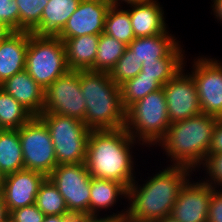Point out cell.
<instances>
[{"label":"cell","mask_w":222,"mask_h":222,"mask_svg":"<svg viewBox=\"0 0 222 222\" xmlns=\"http://www.w3.org/2000/svg\"><path fill=\"white\" fill-rule=\"evenodd\" d=\"M136 140L125 128L91 130L85 165L91 177L113 180L127 189L134 182V161L130 149Z\"/></svg>","instance_id":"cell-1"},{"label":"cell","mask_w":222,"mask_h":222,"mask_svg":"<svg viewBox=\"0 0 222 222\" xmlns=\"http://www.w3.org/2000/svg\"><path fill=\"white\" fill-rule=\"evenodd\" d=\"M167 168V169H166ZM142 186L136 180L128 187L127 216L139 222H155L172 213L174 204L191 169L185 166L166 167ZM139 187V188H138Z\"/></svg>","instance_id":"cell-2"},{"label":"cell","mask_w":222,"mask_h":222,"mask_svg":"<svg viewBox=\"0 0 222 222\" xmlns=\"http://www.w3.org/2000/svg\"><path fill=\"white\" fill-rule=\"evenodd\" d=\"M80 88L86 101L84 124L90 130H116L125 127L126 109L120 86L108 72L80 70Z\"/></svg>","instance_id":"cell-3"},{"label":"cell","mask_w":222,"mask_h":222,"mask_svg":"<svg viewBox=\"0 0 222 222\" xmlns=\"http://www.w3.org/2000/svg\"><path fill=\"white\" fill-rule=\"evenodd\" d=\"M217 117L200 113L171 123L159 141L172 166H185L195 171L204 163L211 147Z\"/></svg>","instance_id":"cell-4"},{"label":"cell","mask_w":222,"mask_h":222,"mask_svg":"<svg viewBox=\"0 0 222 222\" xmlns=\"http://www.w3.org/2000/svg\"><path fill=\"white\" fill-rule=\"evenodd\" d=\"M170 120L163 87L151 92L126 110L125 129L147 146L158 144L165 136ZM136 137V138H135Z\"/></svg>","instance_id":"cell-5"},{"label":"cell","mask_w":222,"mask_h":222,"mask_svg":"<svg viewBox=\"0 0 222 222\" xmlns=\"http://www.w3.org/2000/svg\"><path fill=\"white\" fill-rule=\"evenodd\" d=\"M25 70L44 90L69 71L64 42L57 36H29Z\"/></svg>","instance_id":"cell-6"},{"label":"cell","mask_w":222,"mask_h":222,"mask_svg":"<svg viewBox=\"0 0 222 222\" xmlns=\"http://www.w3.org/2000/svg\"><path fill=\"white\" fill-rule=\"evenodd\" d=\"M48 127L55 149L57 166L85 163L91 130L83 121L59 114L42 112L38 116Z\"/></svg>","instance_id":"cell-7"},{"label":"cell","mask_w":222,"mask_h":222,"mask_svg":"<svg viewBox=\"0 0 222 222\" xmlns=\"http://www.w3.org/2000/svg\"><path fill=\"white\" fill-rule=\"evenodd\" d=\"M24 169L38 171L46 177L57 166L51 134L45 123L34 116L18 129Z\"/></svg>","instance_id":"cell-8"},{"label":"cell","mask_w":222,"mask_h":222,"mask_svg":"<svg viewBox=\"0 0 222 222\" xmlns=\"http://www.w3.org/2000/svg\"><path fill=\"white\" fill-rule=\"evenodd\" d=\"M47 177L58 188L73 216L89 218L91 176L85 163L58 165Z\"/></svg>","instance_id":"cell-9"},{"label":"cell","mask_w":222,"mask_h":222,"mask_svg":"<svg viewBox=\"0 0 222 222\" xmlns=\"http://www.w3.org/2000/svg\"><path fill=\"white\" fill-rule=\"evenodd\" d=\"M86 101L80 88L79 71L69 70L45 89L43 112L84 121Z\"/></svg>","instance_id":"cell-10"},{"label":"cell","mask_w":222,"mask_h":222,"mask_svg":"<svg viewBox=\"0 0 222 222\" xmlns=\"http://www.w3.org/2000/svg\"><path fill=\"white\" fill-rule=\"evenodd\" d=\"M193 71L202 113L222 118V64L208 57L194 60Z\"/></svg>","instance_id":"cell-11"},{"label":"cell","mask_w":222,"mask_h":222,"mask_svg":"<svg viewBox=\"0 0 222 222\" xmlns=\"http://www.w3.org/2000/svg\"><path fill=\"white\" fill-rule=\"evenodd\" d=\"M182 69L164 86L170 123L202 113L195 80Z\"/></svg>","instance_id":"cell-12"},{"label":"cell","mask_w":222,"mask_h":222,"mask_svg":"<svg viewBox=\"0 0 222 222\" xmlns=\"http://www.w3.org/2000/svg\"><path fill=\"white\" fill-rule=\"evenodd\" d=\"M108 0H81L76 11L57 35L63 42L68 38L104 33Z\"/></svg>","instance_id":"cell-13"},{"label":"cell","mask_w":222,"mask_h":222,"mask_svg":"<svg viewBox=\"0 0 222 222\" xmlns=\"http://www.w3.org/2000/svg\"><path fill=\"white\" fill-rule=\"evenodd\" d=\"M213 187L204 181L182 186L171 216L178 222H207Z\"/></svg>","instance_id":"cell-14"},{"label":"cell","mask_w":222,"mask_h":222,"mask_svg":"<svg viewBox=\"0 0 222 222\" xmlns=\"http://www.w3.org/2000/svg\"><path fill=\"white\" fill-rule=\"evenodd\" d=\"M45 178L43 173L28 169L5 175L0 193L8 212L35 204L39 187Z\"/></svg>","instance_id":"cell-15"},{"label":"cell","mask_w":222,"mask_h":222,"mask_svg":"<svg viewBox=\"0 0 222 222\" xmlns=\"http://www.w3.org/2000/svg\"><path fill=\"white\" fill-rule=\"evenodd\" d=\"M0 88L10 94L34 116H39L43 112L45 90L31 78L26 70L6 79L0 84Z\"/></svg>","instance_id":"cell-16"},{"label":"cell","mask_w":222,"mask_h":222,"mask_svg":"<svg viewBox=\"0 0 222 222\" xmlns=\"http://www.w3.org/2000/svg\"><path fill=\"white\" fill-rule=\"evenodd\" d=\"M30 31H13L0 41V84L25 70Z\"/></svg>","instance_id":"cell-17"},{"label":"cell","mask_w":222,"mask_h":222,"mask_svg":"<svg viewBox=\"0 0 222 222\" xmlns=\"http://www.w3.org/2000/svg\"><path fill=\"white\" fill-rule=\"evenodd\" d=\"M130 21L135 38L150 37L164 33L166 28L164 11L156 0L131 4Z\"/></svg>","instance_id":"cell-18"},{"label":"cell","mask_w":222,"mask_h":222,"mask_svg":"<svg viewBox=\"0 0 222 222\" xmlns=\"http://www.w3.org/2000/svg\"><path fill=\"white\" fill-rule=\"evenodd\" d=\"M81 0H49L40 23L31 31L39 36H57L76 11Z\"/></svg>","instance_id":"cell-19"},{"label":"cell","mask_w":222,"mask_h":222,"mask_svg":"<svg viewBox=\"0 0 222 222\" xmlns=\"http://www.w3.org/2000/svg\"><path fill=\"white\" fill-rule=\"evenodd\" d=\"M178 42L166 30L155 36L134 38L127 47L142 65L143 62L166 58L179 45Z\"/></svg>","instance_id":"cell-20"},{"label":"cell","mask_w":222,"mask_h":222,"mask_svg":"<svg viewBox=\"0 0 222 222\" xmlns=\"http://www.w3.org/2000/svg\"><path fill=\"white\" fill-rule=\"evenodd\" d=\"M100 34L82 35L64 41L69 70H90L96 59Z\"/></svg>","instance_id":"cell-21"},{"label":"cell","mask_w":222,"mask_h":222,"mask_svg":"<svg viewBox=\"0 0 222 222\" xmlns=\"http://www.w3.org/2000/svg\"><path fill=\"white\" fill-rule=\"evenodd\" d=\"M127 198L128 189L121 183L91 177L89 218L98 219V211L114 206L118 197ZM114 204V205H113Z\"/></svg>","instance_id":"cell-22"},{"label":"cell","mask_w":222,"mask_h":222,"mask_svg":"<svg viewBox=\"0 0 222 222\" xmlns=\"http://www.w3.org/2000/svg\"><path fill=\"white\" fill-rule=\"evenodd\" d=\"M182 50L179 44L166 58L158 59V61L143 62L141 72L137 76L154 77L164 86L185 66L183 62L185 56Z\"/></svg>","instance_id":"cell-23"},{"label":"cell","mask_w":222,"mask_h":222,"mask_svg":"<svg viewBox=\"0 0 222 222\" xmlns=\"http://www.w3.org/2000/svg\"><path fill=\"white\" fill-rule=\"evenodd\" d=\"M24 169L18 130L0 131V170L4 175Z\"/></svg>","instance_id":"cell-24"},{"label":"cell","mask_w":222,"mask_h":222,"mask_svg":"<svg viewBox=\"0 0 222 222\" xmlns=\"http://www.w3.org/2000/svg\"><path fill=\"white\" fill-rule=\"evenodd\" d=\"M33 117L29 110L0 88V128L2 130H18Z\"/></svg>","instance_id":"cell-25"},{"label":"cell","mask_w":222,"mask_h":222,"mask_svg":"<svg viewBox=\"0 0 222 222\" xmlns=\"http://www.w3.org/2000/svg\"><path fill=\"white\" fill-rule=\"evenodd\" d=\"M127 45L101 33L99 37L96 59L91 71L108 72L115 67L117 61L123 56Z\"/></svg>","instance_id":"cell-26"},{"label":"cell","mask_w":222,"mask_h":222,"mask_svg":"<svg viewBox=\"0 0 222 222\" xmlns=\"http://www.w3.org/2000/svg\"><path fill=\"white\" fill-rule=\"evenodd\" d=\"M35 205L45 216H73L67 208L63 196L53 182L46 177L36 195Z\"/></svg>","instance_id":"cell-27"},{"label":"cell","mask_w":222,"mask_h":222,"mask_svg":"<svg viewBox=\"0 0 222 222\" xmlns=\"http://www.w3.org/2000/svg\"><path fill=\"white\" fill-rule=\"evenodd\" d=\"M116 6H110L106 13L104 33L110 37L116 38L118 41L126 44L135 38L129 11L123 10Z\"/></svg>","instance_id":"cell-28"},{"label":"cell","mask_w":222,"mask_h":222,"mask_svg":"<svg viewBox=\"0 0 222 222\" xmlns=\"http://www.w3.org/2000/svg\"><path fill=\"white\" fill-rule=\"evenodd\" d=\"M163 86L149 76H136L120 85L122 104L127 110L132 104Z\"/></svg>","instance_id":"cell-29"},{"label":"cell","mask_w":222,"mask_h":222,"mask_svg":"<svg viewBox=\"0 0 222 222\" xmlns=\"http://www.w3.org/2000/svg\"><path fill=\"white\" fill-rule=\"evenodd\" d=\"M49 0H16L19 7V31H32L39 23Z\"/></svg>","instance_id":"cell-30"},{"label":"cell","mask_w":222,"mask_h":222,"mask_svg":"<svg viewBox=\"0 0 222 222\" xmlns=\"http://www.w3.org/2000/svg\"><path fill=\"white\" fill-rule=\"evenodd\" d=\"M142 69L133 52L127 47L123 56L117 61L115 67L110 71V77L118 86L136 77Z\"/></svg>","instance_id":"cell-31"},{"label":"cell","mask_w":222,"mask_h":222,"mask_svg":"<svg viewBox=\"0 0 222 222\" xmlns=\"http://www.w3.org/2000/svg\"><path fill=\"white\" fill-rule=\"evenodd\" d=\"M205 167L206 174H209L210 179L205 180L213 188L222 186V152L216 154H208L202 164Z\"/></svg>","instance_id":"cell-32"},{"label":"cell","mask_w":222,"mask_h":222,"mask_svg":"<svg viewBox=\"0 0 222 222\" xmlns=\"http://www.w3.org/2000/svg\"><path fill=\"white\" fill-rule=\"evenodd\" d=\"M0 22L19 31V7L16 0H0Z\"/></svg>","instance_id":"cell-33"},{"label":"cell","mask_w":222,"mask_h":222,"mask_svg":"<svg viewBox=\"0 0 222 222\" xmlns=\"http://www.w3.org/2000/svg\"><path fill=\"white\" fill-rule=\"evenodd\" d=\"M44 217L43 212L35 204L12 210L9 213L12 222H43Z\"/></svg>","instance_id":"cell-34"},{"label":"cell","mask_w":222,"mask_h":222,"mask_svg":"<svg viewBox=\"0 0 222 222\" xmlns=\"http://www.w3.org/2000/svg\"><path fill=\"white\" fill-rule=\"evenodd\" d=\"M217 189L213 188L211 193L207 222H222V191Z\"/></svg>","instance_id":"cell-35"},{"label":"cell","mask_w":222,"mask_h":222,"mask_svg":"<svg viewBox=\"0 0 222 222\" xmlns=\"http://www.w3.org/2000/svg\"><path fill=\"white\" fill-rule=\"evenodd\" d=\"M222 152V118H218L215 124L213 139L208 154Z\"/></svg>","instance_id":"cell-36"},{"label":"cell","mask_w":222,"mask_h":222,"mask_svg":"<svg viewBox=\"0 0 222 222\" xmlns=\"http://www.w3.org/2000/svg\"><path fill=\"white\" fill-rule=\"evenodd\" d=\"M125 210H122L121 211L122 213L119 212V213H114L110 216L109 215L106 217L104 216L103 219L108 220L110 222H139V221L129 218L127 216V209H125Z\"/></svg>","instance_id":"cell-37"},{"label":"cell","mask_w":222,"mask_h":222,"mask_svg":"<svg viewBox=\"0 0 222 222\" xmlns=\"http://www.w3.org/2000/svg\"><path fill=\"white\" fill-rule=\"evenodd\" d=\"M73 216L50 215L45 216L43 222H68Z\"/></svg>","instance_id":"cell-38"},{"label":"cell","mask_w":222,"mask_h":222,"mask_svg":"<svg viewBox=\"0 0 222 222\" xmlns=\"http://www.w3.org/2000/svg\"><path fill=\"white\" fill-rule=\"evenodd\" d=\"M213 6H211L213 9V13L216 16L217 20L222 21V0H213Z\"/></svg>","instance_id":"cell-39"},{"label":"cell","mask_w":222,"mask_h":222,"mask_svg":"<svg viewBox=\"0 0 222 222\" xmlns=\"http://www.w3.org/2000/svg\"><path fill=\"white\" fill-rule=\"evenodd\" d=\"M9 218V212L0 193V222H4Z\"/></svg>","instance_id":"cell-40"},{"label":"cell","mask_w":222,"mask_h":222,"mask_svg":"<svg viewBox=\"0 0 222 222\" xmlns=\"http://www.w3.org/2000/svg\"><path fill=\"white\" fill-rule=\"evenodd\" d=\"M68 222H110L108 220H105L103 218L93 219V218H82L73 216Z\"/></svg>","instance_id":"cell-41"},{"label":"cell","mask_w":222,"mask_h":222,"mask_svg":"<svg viewBox=\"0 0 222 222\" xmlns=\"http://www.w3.org/2000/svg\"><path fill=\"white\" fill-rule=\"evenodd\" d=\"M108 1L110 2L111 6L119 7L121 5L120 1L121 2L124 1L128 5H131V4L141 3V2H144V1H148V0H108Z\"/></svg>","instance_id":"cell-42"},{"label":"cell","mask_w":222,"mask_h":222,"mask_svg":"<svg viewBox=\"0 0 222 222\" xmlns=\"http://www.w3.org/2000/svg\"><path fill=\"white\" fill-rule=\"evenodd\" d=\"M11 32H13L8 26L0 22V41H3Z\"/></svg>","instance_id":"cell-43"},{"label":"cell","mask_w":222,"mask_h":222,"mask_svg":"<svg viewBox=\"0 0 222 222\" xmlns=\"http://www.w3.org/2000/svg\"><path fill=\"white\" fill-rule=\"evenodd\" d=\"M155 222H178V221L175 220L171 215H169V216H165L164 218H161Z\"/></svg>","instance_id":"cell-44"},{"label":"cell","mask_w":222,"mask_h":222,"mask_svg":"<svg viewBox=\"0 0 222 222\" xmlns=\"http://www.w3.org/2000/svg\"><path fill=\"white\" fill-rule=\"evenodd\" d=\"M5 178V175L2 173V171L0 170V188H1V185L3 183V180Z\"/></svg>","instance_id":"cell-45"},{"label":"cell","mask_w":222,"mask_h":222,"mask_svg":"<svg viewBox=\"0 0 222 222\" xmlns=\"http://www.w3.org/2000/svg\"><path fill=\"white\" fill-rule=\"evenodd\" d=\"M4 222H12V221L10 220V218H8V219L5 220Z\"/></svg>","instance_id":"cell-46"}]
</instances>
